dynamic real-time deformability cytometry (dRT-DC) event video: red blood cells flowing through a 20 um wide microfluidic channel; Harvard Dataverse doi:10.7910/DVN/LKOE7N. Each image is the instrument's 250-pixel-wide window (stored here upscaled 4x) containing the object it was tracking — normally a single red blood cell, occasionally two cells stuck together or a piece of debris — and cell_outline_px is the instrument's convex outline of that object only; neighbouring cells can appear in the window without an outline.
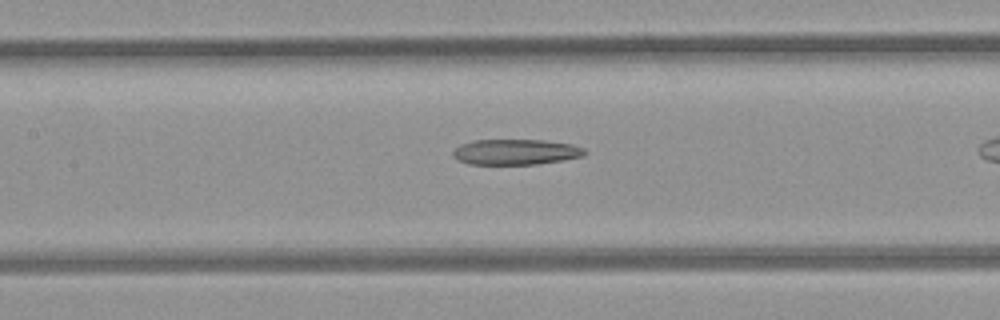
{"species": "common noctule bat (a hibernating species)", "species_latin": "Nyctalus noctula", "temperature_condition": "room temperature", "stored_images_in_passage": 19, "camera_frame_rate_fps": 3000, "um_per_image_px": 0.085, "animal": {"sex": "female", "body_mass_g": 21.9}, "frame": {"image": 1, "passage_image": 11, "time_ms": 3.333, "image_size_px": [1000, 320], "cell_outline_px": [[588, 152], [584, 156], [564, 160], [536, 164], [468, 164], [456, 160], [452, 156], [452, 152], [460, 144], [476, 140], [544, 140], [572, 144], [584, 148]], "centroid_in_image_um": [43.84, 12.92], "position_along_channel_um": 163.6, "area_um2": 19.77}}
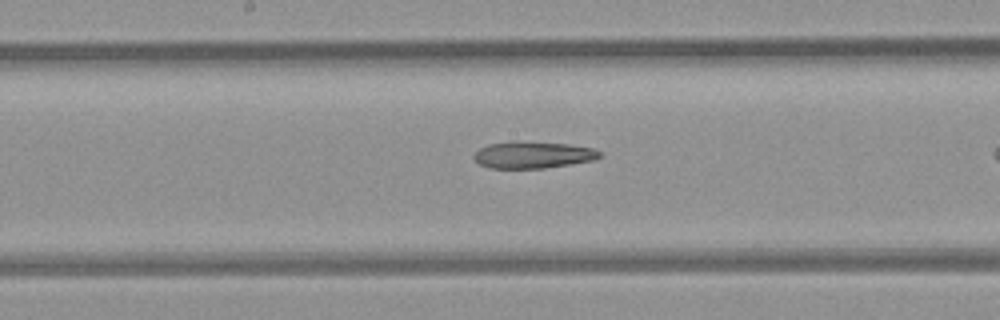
{"frame": {"image": 2, "passage_image": 14, "time_ms": 4.333, "image_size_px": [1000, 320], "cell_outline_px": [[604, 156], [592, 160], [572, 164], [544, 168], [488, 168], [480, 164], [472, 156], [480, 148], [488, 144], [512, 140], [516, 140], [568, 144], [592, 148], [600, 152]], "centroid_in_image_um": [45.29, 13.15], "position_along_channel_um": 202.9, "area_um2": 19.83}}